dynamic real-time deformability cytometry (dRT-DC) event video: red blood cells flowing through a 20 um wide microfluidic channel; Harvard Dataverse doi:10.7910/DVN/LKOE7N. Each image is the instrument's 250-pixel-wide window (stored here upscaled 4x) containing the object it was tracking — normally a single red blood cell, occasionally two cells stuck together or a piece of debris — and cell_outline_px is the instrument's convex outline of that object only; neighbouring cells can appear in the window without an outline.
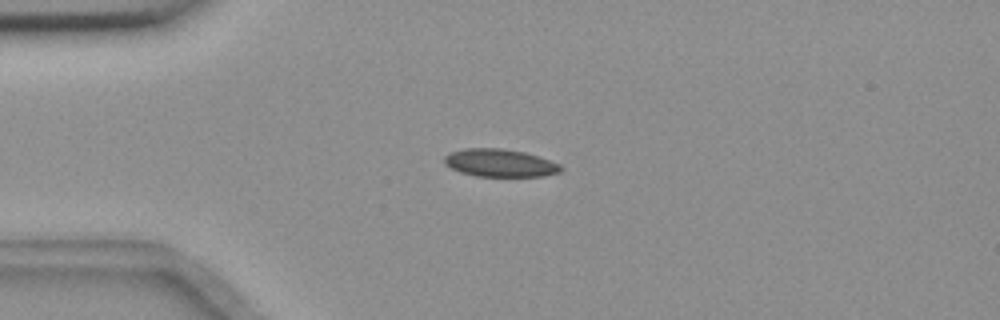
{"species": "common noctule bat (a hibernating species)", "species_latin": "Nyctalus noctula", "temperature_condition": "room temperature", "stored_images_in_passage": 3, "camera_frame_rate_fps": 3000, "um_per_image_px": 0.085, "animal": {"sex": "female", "body_mass_g": 18.4}, "frame": {"image": 1, "passage_image": 1, "time_ms": 0.0, "image_size_px": [1000, 320], "cell_outline_px": [[564, 168], [560, 172], [544, 176], [476, 176], [460, 172], [444, 164], [444, 156], [448, 152], [464, 148], [500, 148], [524, 152], [560, 164]], "centroid_in_image_um": [42.46, 13.85], "position_along_channel_um": 42.5, "area_um2": 18.84}}